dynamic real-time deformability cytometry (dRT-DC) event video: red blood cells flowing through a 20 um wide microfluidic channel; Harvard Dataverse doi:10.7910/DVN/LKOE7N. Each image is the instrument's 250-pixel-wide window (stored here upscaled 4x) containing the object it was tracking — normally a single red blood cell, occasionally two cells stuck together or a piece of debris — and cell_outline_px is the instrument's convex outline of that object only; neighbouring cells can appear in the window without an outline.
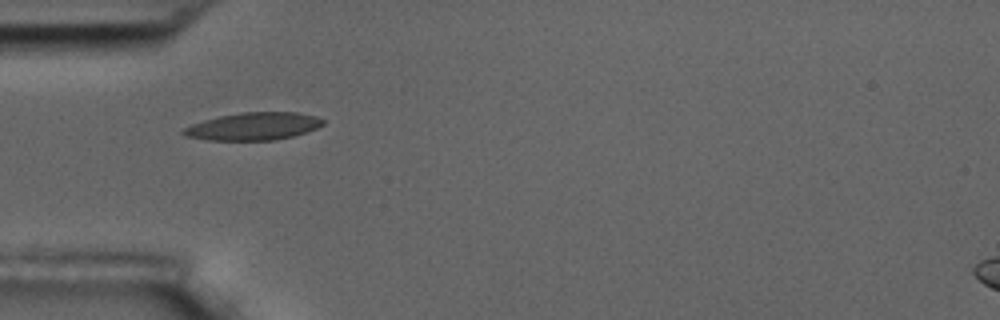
{"species": "common noctule bat (a hibernating species)", "species_latin": "Nyctalus noctula", "temperature_condition": "room temperature", "stored_images_in_passage": 40, "camera_frame_rate_fps": 3000, "um_per_image_px": 0.085, "animal": {"sex": "male", "body_mass_g": 17.5, "forearm_length_mm": 52.3}, "frame": {"image": 1, "passage_image": 1, "time_ms": 0.0, "image_size_px": [1000, 320], "cell_outline_px": [[324, 124], [316, 128], [292, 136], [272, 140], [208, 140], [184, 136], [180, 132], [184, 128], [192, 124], [204, 120], [220, 116], [240, 112], [296, 112], [316, 116], [324, 120]], "centroid_in_image_um": [21.51, 10.73], "position_along_channel_um": 63.5, "area_um2": 22.31}}
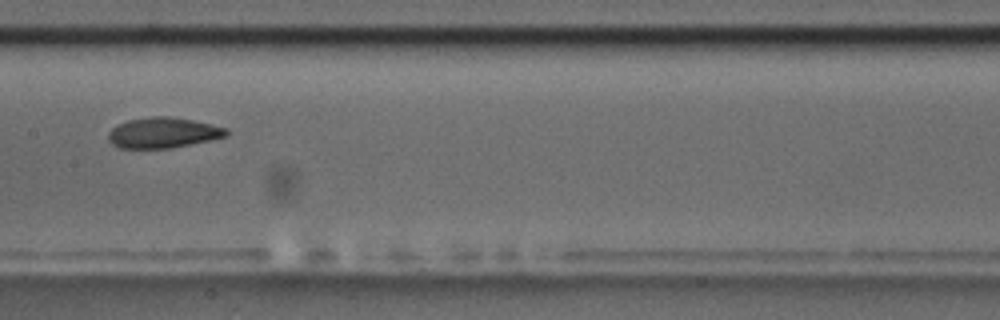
{"frame": {"image": 2, "passage_image": 12, "time_ms": 3.667, "image_size_px": [1000, 320], "cell_outline_px": [[228, 136], [212, 140], [172, 148], [120, 148], [112, 144], [108, 140], [108, 132], [116, 124], [128, 120], [152, 116], [168, 116], [192, 120], [228, 128]], "centroid_in_image_um": [13.86, 11.28], "position_along_channel_um": 193.5, "area_um2": 21.15}}
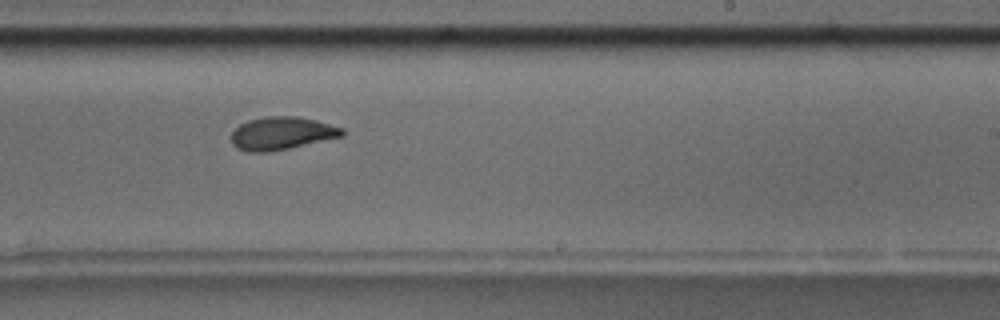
{"frame": {"image": 3, "passage_image": 18, "time_ms": 5.667, "image_size_px": [1000, 320], "cell_outline_px": [[344, 136], [288, 148], [268, 152], [248, 152], [236, 148], [232, 144], [232, 132], [240, 124], [248, 120], [268, 116], [296, 116], [316, 120], [344, 128]], "centroid_in_image_um": [23.95, 11.33], "position_along_channel_um": 265.1, "area_um2": 21.21}, "authors_computed_cell_mechanics": {"area_um2": 21.2415, "velocity_mm_per_s": 3.5859, "shape_relaxation_time_tau1_ms": 6.7321, "shape_relaxation_time_tau2_ms": 2.9339, "deformation_change_tau1": 0.193, "deformation_change_tau2": 0.0755}}